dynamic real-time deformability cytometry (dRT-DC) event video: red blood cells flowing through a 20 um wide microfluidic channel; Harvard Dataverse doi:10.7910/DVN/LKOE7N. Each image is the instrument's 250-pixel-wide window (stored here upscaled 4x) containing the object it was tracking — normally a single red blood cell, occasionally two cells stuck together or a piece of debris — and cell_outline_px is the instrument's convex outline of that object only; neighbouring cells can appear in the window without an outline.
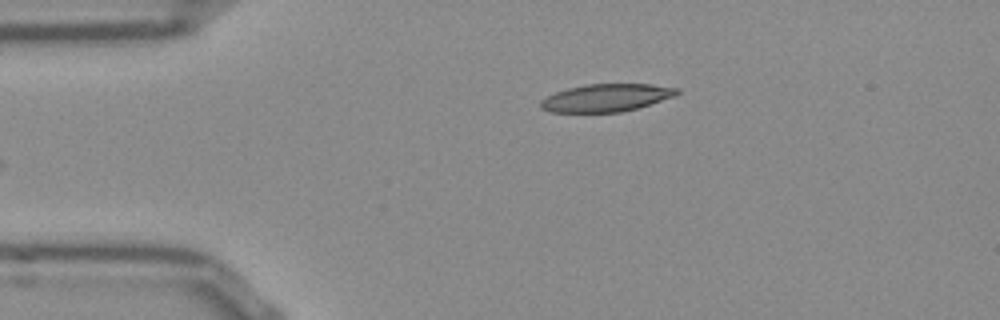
{"species": "Egyptian fruit bat (a non-hibernating species)", "species_latin": "Rousettus aegyptiacus", "temperature_condition": "room temperature", "stored_images_in_passage": 37, "camera_frame_rate_fps": 3000, "um_per_image_px": 0.085, "frame": {"image": 1, "passage_image": 1, "time_ms": 0.0, "image_size_px": [1000, 320], "cell_outline_px": [[680, 92], [676, 96], [636, 108], [620, 112], [552, 112], [540, 108], [540, 100], [556, 92], [568, 88], [588, 84], [652, 84], [680, 88]], "centroid_in_image_um": [51.56, 8.3], "position_along_channel_um": 33.4, "area_um2": 21.91}}
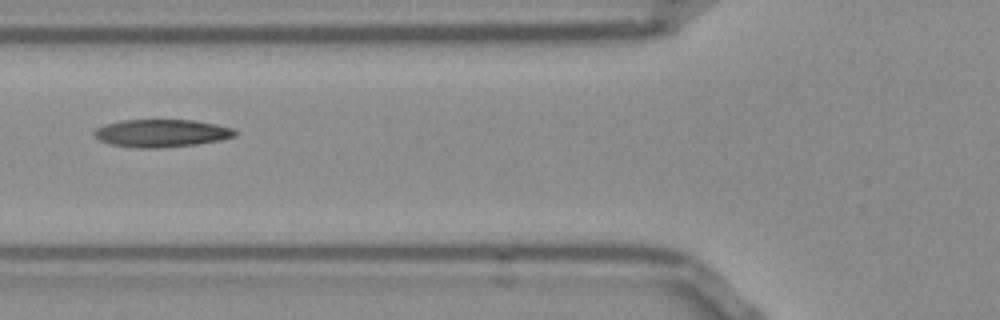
{"frame": {"image": 2, "passage_image": 10, "time_ms": 3.0, "image_size_px": [1000, 320], "cell_outline_px": [[240, 132], [236, 136], [220, 140], [196, 144], [156, 148], [136, 148], [112, 144], [100, 140], [92, 136], [92, 132], [96, 128], [104, 124], [120, 120], [196, 120], [216, 124], [232, 128]], "centroid_in_image_um": [13.72, 11.31], "position_along_channel_um": 112.1, "area_um2": 22.89}}
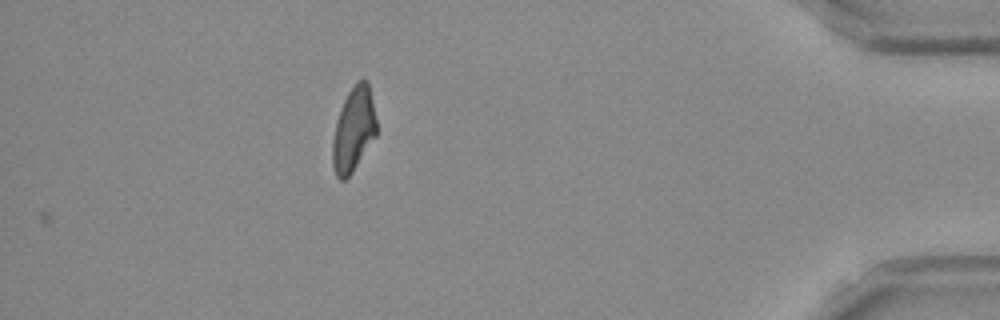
{"frame": {"image": 3, "passage_image": 37, "time_ms": 12.0, "image_size_px": [1000, 320], "cell_outline_px": [[376, 136], [352, 172], [344, 180], [340, 180], [336, 176], [332, 164], [332, 140], [336, 120], [340, 108], [348, 92], [356, 80], [368, 80], [376, 120]], "centroid_in_image_um": [30.04, 11.0], "position_along_channel_um": 405.2, "area_um2": 21.62}, "authors_computed_cell_mechanics": {"area_um2": 22.1374, "velocity_mm_per_s": 3.8427, "shape_relaxation_time_tau1_ms": null, "shape_relaxation_time_tau2_ms": 4.5339, "deformation_change_tau1": null, "deformation_change_tau2": 0.1395}}